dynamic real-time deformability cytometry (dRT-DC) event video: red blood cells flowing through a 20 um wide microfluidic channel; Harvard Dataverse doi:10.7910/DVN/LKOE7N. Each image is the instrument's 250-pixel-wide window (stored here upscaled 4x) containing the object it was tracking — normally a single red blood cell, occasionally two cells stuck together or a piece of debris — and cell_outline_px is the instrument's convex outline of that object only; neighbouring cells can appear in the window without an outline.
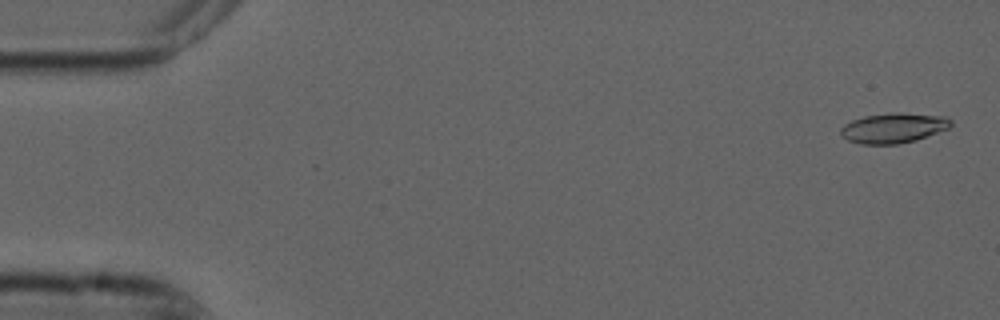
{"species": "common noctule bat (a hibernating species)", "species_latin": "Nyctalus noctula", "temperature_condition": "cold", "stored_images_in_passage": 55, "camera_frame_rate_fps": 3000, "um_per_image_px": 0.085, "animal": {"sex": "male", "forearm_length_mm": 52.5}, "frame": {"image": 1, "passage_image": 2, "time_ms": 0.333, "image_size_px": [1000, 320], "cell_outline_px": [[952, 124], [948, 128], [916, 140], [896, 144], [860, 144], [848, 140], [840, 136], [840, 128], [844, 124], [852, 120], [864, 116], [900, 112], [944, 116], [952, 120]], "centroid_in_image_um": [75.91, 10.88], "position_along_channel_um": 9.1, "area_um2": 19.25}}
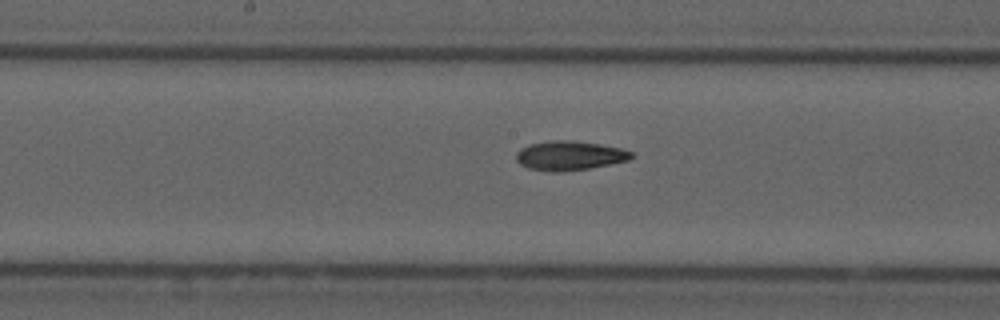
{"frame": {"image": 2, "passage_image": 28, "time_ms": 9.0, "image_size_px": [1000, 320], "cell_outline_px": [[632, 156], [628, 160], [588, 168], [564, 172], [548, 172], [528, 168], [520, 164], [516, 160], [516, 152], [520, 148], [532, 144], [552, 140], [568, 140], [600, 144], [620, 148], [632, 152]], "centroid_in_image_um": [48.36, 13.23], "position_along_channel_um": 199.8, "area_um2": 19.54}}
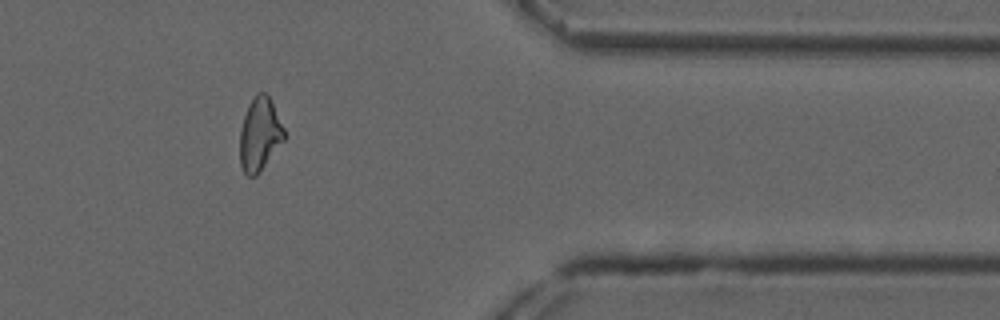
{"frame": {"image": 3, "passage_image": 45, "time_ms": 14.667, "image_size_px": [1000, 320], "cell_outline_px": [[284, 140], [260, 172], [256, 176], [248, 176], [244, 172], [240, 164], [240, 128], [248, 104], [256, 92], [264, 92], [268, 96], [284, 128]], "centroid_in_image_um": [22.05, 11.43], "position_along_channel_um": 389.3, "area_um2": 18.79}, "authors_computed_cell_mechanics": {"area_um2": 19.1896, "velocity_mm_per_s": 3.738, "shape_relaxation_time_tau1_ms": null, "shape_relaxation_time_tau2_ms": 9.8582, "deformation_change_tau1": null, "deformation_change_tau2": 0.1798}}